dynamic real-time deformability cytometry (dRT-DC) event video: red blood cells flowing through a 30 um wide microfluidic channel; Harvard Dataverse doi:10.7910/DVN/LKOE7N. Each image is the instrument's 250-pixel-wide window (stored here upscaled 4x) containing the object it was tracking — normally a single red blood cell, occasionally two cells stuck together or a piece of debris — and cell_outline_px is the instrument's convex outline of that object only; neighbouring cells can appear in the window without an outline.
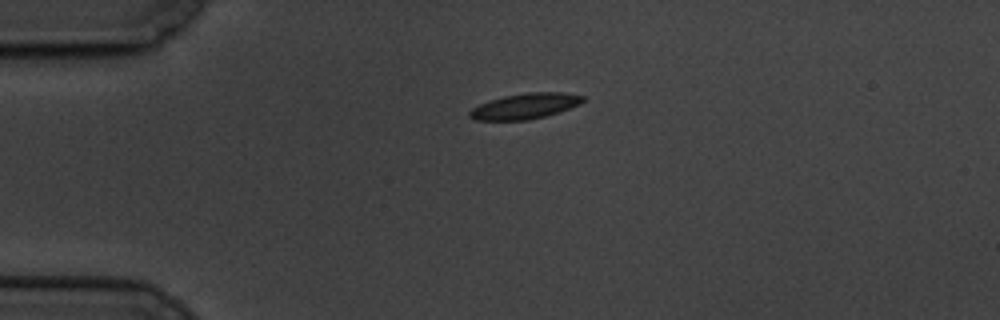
{"species": "common noctule bat (a hibernating species)", "species_latin": "Nyctalus noctula", "temperature_condition": "cold", "stored_images_in_passage": 2, "camera_frame_rate_fps": 3000, "um_per_image_px": 0.085, "animal": {"sex": "male", "body_mass_g": 19.5, "forearm_length_mm": 54.6}, "frame": {"image": 1, "passage_image": 1, "time_ms": 0.0, "image_size_px": [1000, 320], "cell_outline_px": [[584, 100], [580, 104], [544, 116], [528, 120], [476, 120], [468, 116], [468, 112], [472, 108], [488, 100], [504, 96], [528, 92], [564, 92], [584, 96]], "centroid_in_image_um": [44.59, 9.01], "position_along_channel_um": 40.4, "area_um2": 16.76}}